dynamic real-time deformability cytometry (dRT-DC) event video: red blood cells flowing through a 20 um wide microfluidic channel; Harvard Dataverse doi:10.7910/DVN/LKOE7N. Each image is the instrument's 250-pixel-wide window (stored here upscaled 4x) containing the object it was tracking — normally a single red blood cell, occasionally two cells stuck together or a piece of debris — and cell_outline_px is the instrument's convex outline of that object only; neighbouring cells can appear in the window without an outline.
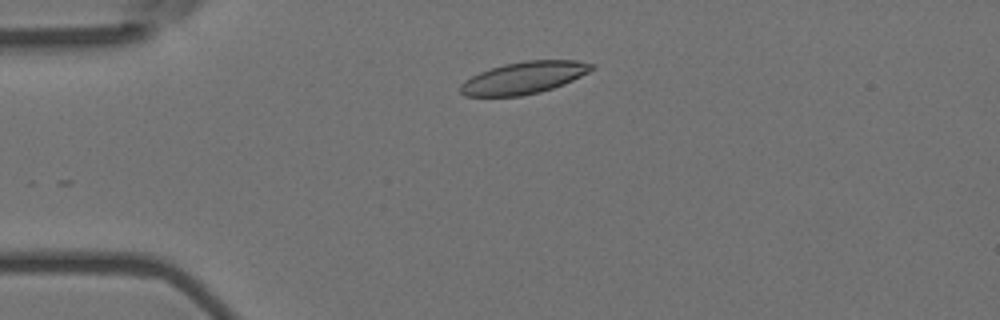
{"species": "Egyptian fruit bat (a non-hibernating species)", "species_latin": "Rousettus aegyptiacus", "temperature_condition": "room temperature", "stored_images_in_passage": 39, "camera_frame_rate_fps": 3000, "um_per_image_px": 0.085, "animal": {"sex": "female"}, "frame": {"image": 1, "passage_image": 2, "time_ms": 0.333, "image_size_px": [1000, 320], "cell_outline_px": [[596, 68], [564, 84], [540, 92], [520, 96], [464, 96], [460, 92], [460, 84], [464, 80], [480, 72], [504, 64], [524, 60], [576, 60], [596, 64]], "centroid_in_image_um": [44.54, 6.6], "position_along_channel_um": 40.5, "area_um2": 24.57}}
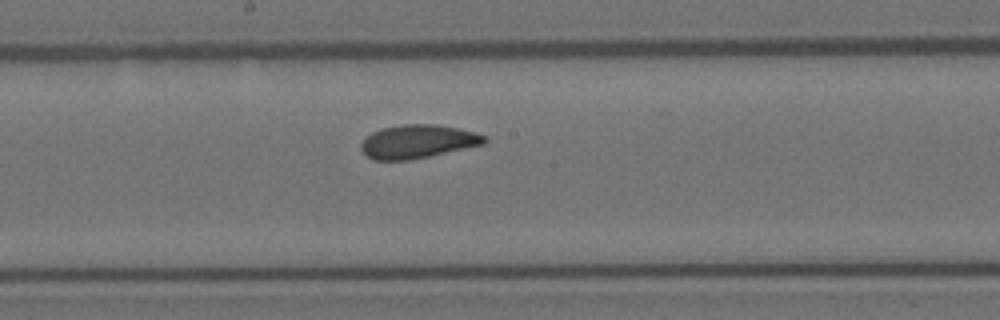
{"frame": {"image": 2, "passage_image": 19, "time_ms": 6.0, "image_size_px": [1000, 320], "cell_outline_px": [[488, 140], [484, 144], [428, 156], [408, 160], [372, 160], [360, 148], [360, 144], [372, 132], [384, 128], [404, 124], [440, 124], [460, 128], [476, 132], [488, 136]], "centroid_in_image_um": [35.55, 12.02], "position_along_channel_um": 212.6, "area_um2": 24.04}}
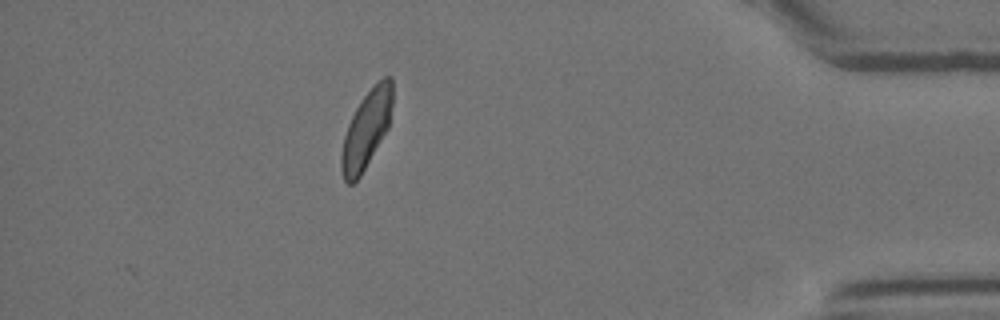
{"frame": {"image": 3, "passage_image": 39, "time_ms": 12.667, "image_size_px": [1000, 320], "cell_outline_px": [[392, 104], [388, 128], [360, 176], [352, 184], [348, 184], [344, 180], [340, 168], [340, 156], [344, 136], [348, 124], [356, 108], [364, 96], [384, 76], [392, 76]], "centroid_in_image_um": [31.13, 11.03], "position_along_channel_um": 404.1, "area_um2": 22.72}, "authors_computed_cell_mechanics": {"area_um2": 24.0448, "velocity_mm_per_s": 3.5487, "shape_relaxation_time_tau1_ms": 4.0182, "shape_relaxation_time_tau2_ms": 1.8319, "deformation_change_tau1": 0.1248, "deformation_change_tau2": 0.0739}}